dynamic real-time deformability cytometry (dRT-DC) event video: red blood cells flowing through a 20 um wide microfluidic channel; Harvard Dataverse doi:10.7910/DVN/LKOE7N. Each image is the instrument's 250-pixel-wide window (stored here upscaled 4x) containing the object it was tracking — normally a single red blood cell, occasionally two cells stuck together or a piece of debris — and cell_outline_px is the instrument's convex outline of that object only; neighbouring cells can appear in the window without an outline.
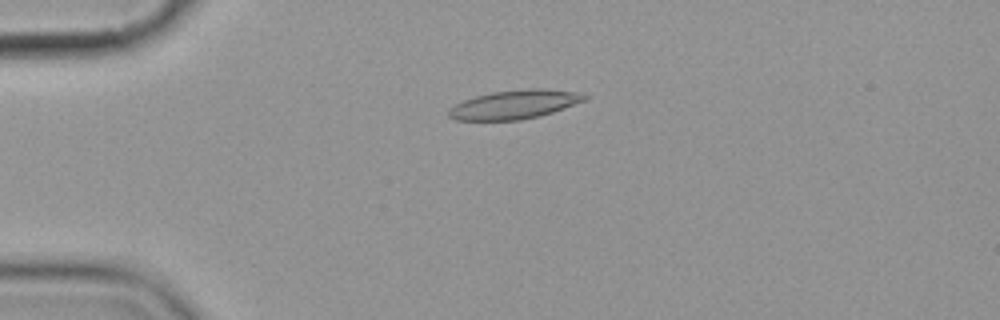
{"species": "common noctule bat (a hibernating species)", "species_latin": "Nyctalus noctula", "temperature_condition": "cold", "stored_images_in_passage": 6, "camera_frame_rate_fps": 3000, "um_per_image_px": 0.085, "animal": {"sex": "female", "body_mass_g": 19.9}, "frame": {"image": 1, "passage_image": 4, "time_ms": 3.333, "image_size_px": [1000, 320], "cell_outline_px": [[592, 96], [588, 100], [540, 116], [520, 120], [456, 120], [448, 116], [448, 108], [464, 100], [476, 96], [492, 92], [528, 88], [544, 88], [580, 92]], "centroid_in_image_um": [43.8, 8.87], "position_along_channel_um": 41.2, "area_um2": 23.12}}
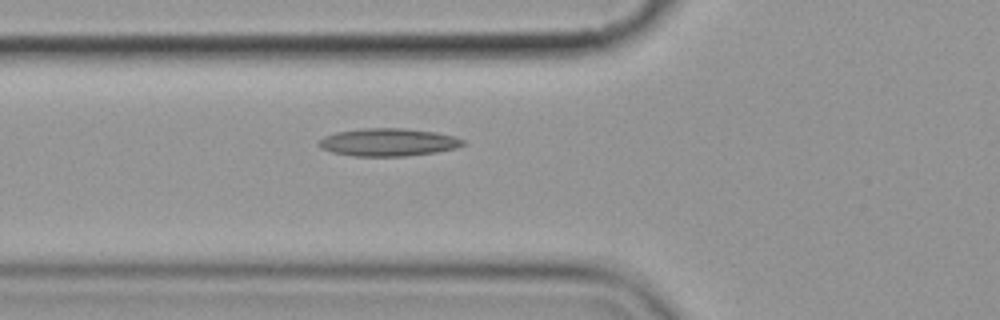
{"frame": {"image": 2, "passage_image": 6, "time_ms": 5.667, "image_size_px": [1000, 320], "cell_outline_px": [[464, 144], [456, 148], [436, 152], [404, 156], [352, 156], [332, 152], [320, 148], [316, 144], [324, 136], [336, 132], [360, 128], [404, 128], [436, 132], [452, 136], [464, 140]], "centroid_in_image_um": [32.95, 12.09], "position_along_channel_um": 92.8, "area_um2": 23.35}}